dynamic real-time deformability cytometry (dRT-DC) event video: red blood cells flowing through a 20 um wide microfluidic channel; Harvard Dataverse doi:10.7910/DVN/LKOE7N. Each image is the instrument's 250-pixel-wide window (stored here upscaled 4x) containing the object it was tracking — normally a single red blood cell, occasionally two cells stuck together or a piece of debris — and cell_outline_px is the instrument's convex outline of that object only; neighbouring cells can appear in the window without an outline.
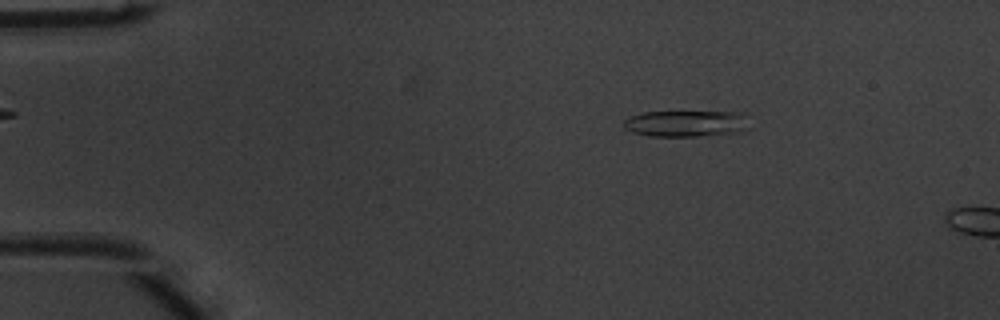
{"species": "common noctule bat (a hibernating species)", "species_latin": "Nyctalus noctula", "temperature_condition": "warm", "stored_images_in_passage": 9, "camera_frame_rate_fps": 3000, "um_per_image_px": 0.085, "animal": {"sex": "male", "body_mass_g": 20.1, "forearm_length_mm": 53.5}, "frame": {"image": 1, "passage_image": 6, "time_ms": 1.667, "image_size_px": [1000, 320], "cell_outline_px": [[748, 128], [740, 132], [696, 136], [652, 136], [632, 132], [624, 128], [624, 120], [632, 116], [644, 112], [744, 112]], "centroid_in_image_um": [58.33, 10.5], "position_along_channel_um": 26.7, "area_um2": 19.13}}